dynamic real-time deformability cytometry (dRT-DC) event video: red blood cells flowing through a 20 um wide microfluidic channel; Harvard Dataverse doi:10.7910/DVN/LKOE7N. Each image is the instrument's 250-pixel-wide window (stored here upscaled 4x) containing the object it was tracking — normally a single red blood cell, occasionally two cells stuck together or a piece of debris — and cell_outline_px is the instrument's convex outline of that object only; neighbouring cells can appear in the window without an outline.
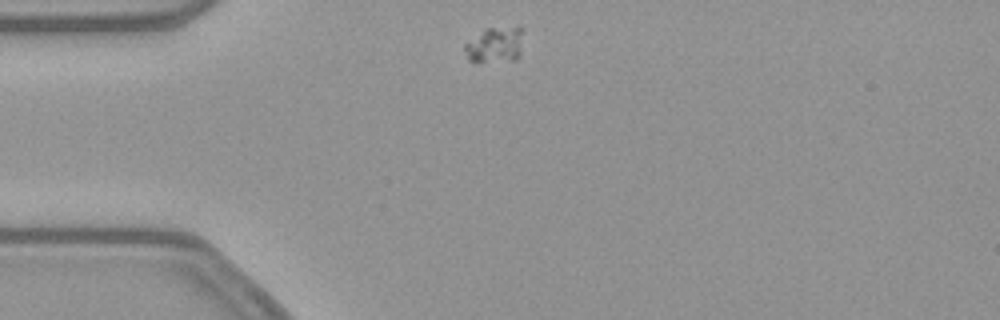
{"species": "common noctule bat (a hibernating species)", "species_latin": "Nyctalus noctula", "temperature_condition": "warm", "stored_images_in_passage": 42, "camera_frame_rate_fps": 3000, "um_per_image_px": 0.085, "animal": {"sex": "female", "body_mass_g": 21.9}, "frame": {"image": 1, "passage_image": 1, "time_ms": 0.0, "image_size_px": [1000, 320], "cell_outline_px": [[524, 28], [520, 56], [516, 60], [476, 64], [468, 60], [464, 48], [464, 44], [488, 28]], "centroid_in_image_um": [42.09, 3.88], "position_along_channel_um": 42.9, "area_um2": 12.43}}
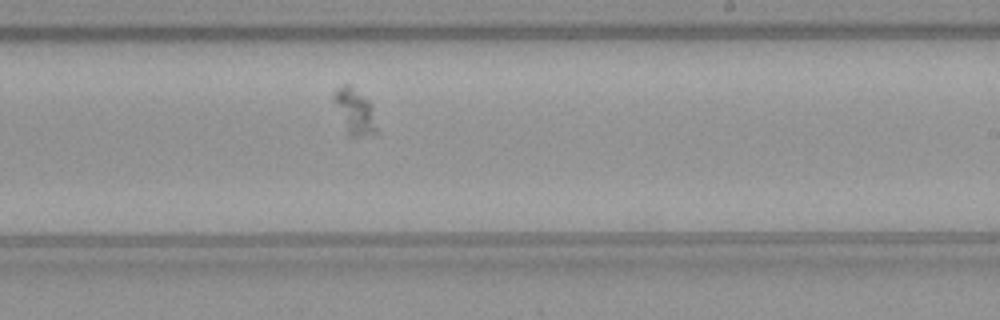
{"frame": {"image": 2, "passage_image": 20, "time_ms": 6.333, "image_size_px": [1000, 320], "cell_outline_px": [[376, 132], [356, 136], [348, 136], [332, 100], [332, 92], [344, 84], [348, 84], [368, 100], [372, 104], [376, 128]], "centroid_in_image_um": [30.1, 9.45], "position_along_channel_um": 258.9, "area_um2": 11.21}}
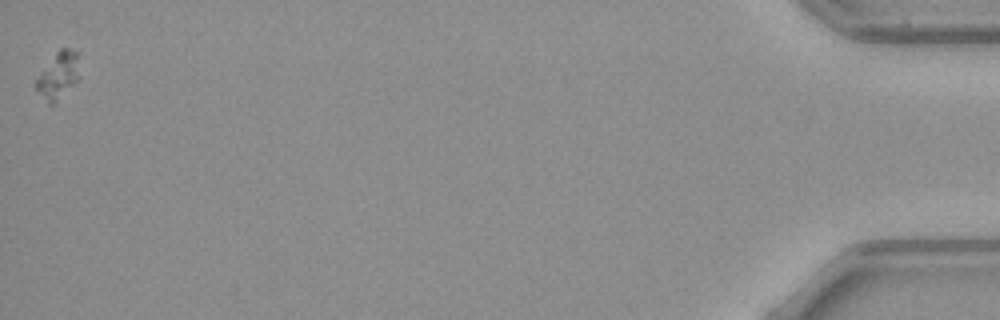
{"frame": {"image": 3, "passage_image": 42, "time_ms": 13.667, "image_size_px": [1000, 320], "cell_outline_px": [[76, 80], [52, 104], [48, 104], [36, 88], [36, 80], [56, 52], [60, 48], [68, 48], [76, 52]], "centroid_in_image_um": [4.89, 6.4], "position_along_channel_um": 430.3, "area_um2": 10.64}}